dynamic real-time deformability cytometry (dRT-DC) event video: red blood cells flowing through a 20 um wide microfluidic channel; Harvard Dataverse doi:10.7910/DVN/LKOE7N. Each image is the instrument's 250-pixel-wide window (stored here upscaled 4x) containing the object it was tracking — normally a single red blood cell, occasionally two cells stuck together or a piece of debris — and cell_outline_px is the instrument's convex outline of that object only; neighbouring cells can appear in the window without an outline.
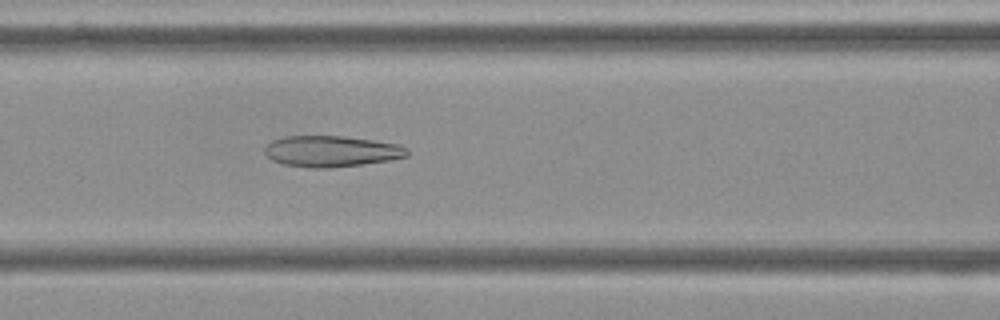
{"species": "Egyptian fruit bat (a non-hibernating species)", "species_latin": "Rousettus aegyptiacus", "temperature_condition": "cold", "stored_images_in_passage": 47, "camera_frame_rate_fps": 3000, "um_per_image_px": 0.085, "frame": {"image": 1, "passage_image": 15, "time_ms": 4.667, "image_size_px": [1000, 320], "cell_outline_px": [[408, 156], [388, 160], [332, 168], [308, 168], [284, 164], [272, 160], [264, 152], [264, 148], [272, 140], [284, 136], [344, 136], [372, 140], [396, 144], [408, 148]], "centroid_in_image_um": [28.13, 12.86], "position_along_channel_um": 138.5, "area_um2": 25.72}}
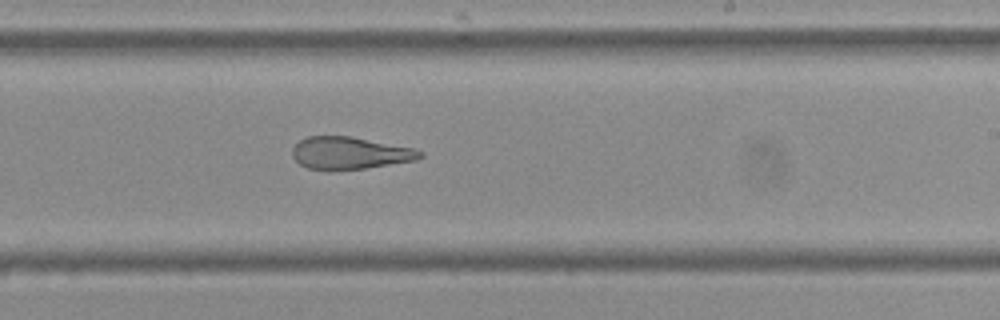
{"frame": {"image": 2, "passage_image": 25, "time_ms": 8.0, "image_size_px": [1000, 320], "cell_outline_px": [[424, 156], [416, 160], [364, 168], [328, 172], [308, 168], [300, 164], [292, 156], [292, 148], [300, 140], [308, 136], [352, 136], [416, 148], [424, 152]], "centroid_in_image_um": [29.74, 13.02], "position_along_channel_um": 259.3, "area_um2": 24.51}}
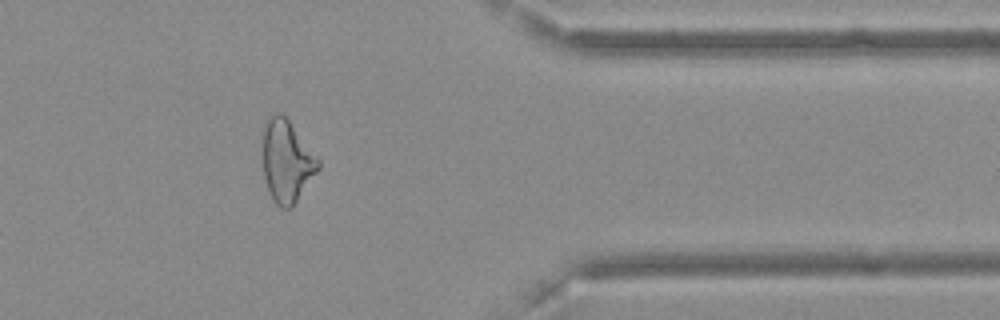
{"frame": {"image": 3, "passage_image": 37, "time_ms": 12.0, "image_size_px": [1000, 320], "cell_outline_px": [[320, 168], [292, 208], [280, 208], [276, 204], [268, 188], [264, 176], [260, 132], [260, 128], [264, 120], [268, 116], [276, 112], [280, 112], [288, 120], [320, 160]], "centroid_in_image_um": [24.32, 13.65], "position_along_channel_um": 387.1, "area_um2": 27.17}, "authors_computed_cell_mechanics": {"area_um2": 26.9348, "velocity_mm_per_s": 3.6235, "shape_relaxation_time_tau1_ms": null, "shape_relaxation_time_tau2_ms": 2.8737, "deformation_change_tau1": null, "deformation_change_tau2": 0.1331}}